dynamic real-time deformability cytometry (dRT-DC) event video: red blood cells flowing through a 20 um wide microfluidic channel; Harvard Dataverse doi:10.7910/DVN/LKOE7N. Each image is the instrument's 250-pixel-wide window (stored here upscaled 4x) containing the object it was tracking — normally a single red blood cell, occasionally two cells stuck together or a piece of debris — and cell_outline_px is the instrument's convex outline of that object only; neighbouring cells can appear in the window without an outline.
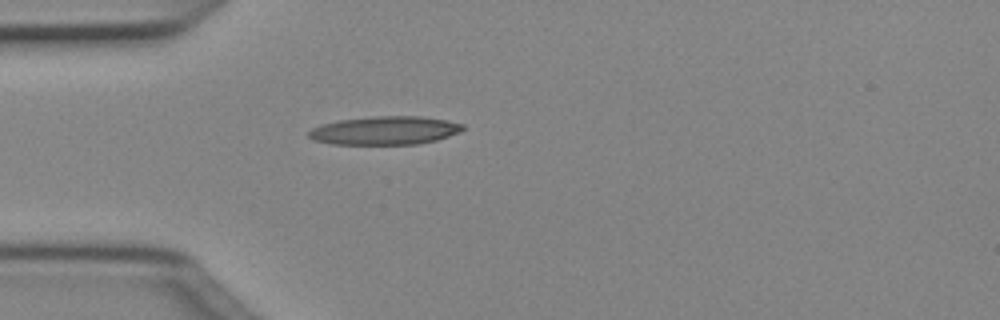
{"species": "Egyptian fruit bat (a non-hibernating species)", "species_latin": "Rousettus aegyptiacus", "temperature_condition": "cold", "stored_images_in_passage": 37, "camera_frame_rate_fps": 3000, "um_per_image_px": 0.085, "animal": {"sex": "female"}, "frame": {"image": 1, "passage_image": 1, "time_ms": 0.0, "image_size_px": [1000, 320], "cell_outline_px": [[464, 128], [460, 132], [436, 140], [420, 144], [332, 144], [312, 140], [308, 136], [308, 132], [312, 128], [324, 124], [340, 120], [376, 116], [420, 116], [448, 120], [464, 124]], "centroid_in_image_um": [32.74, 11.09], "position_along_channel_um": 52.3, "area_um2": 25.49}}
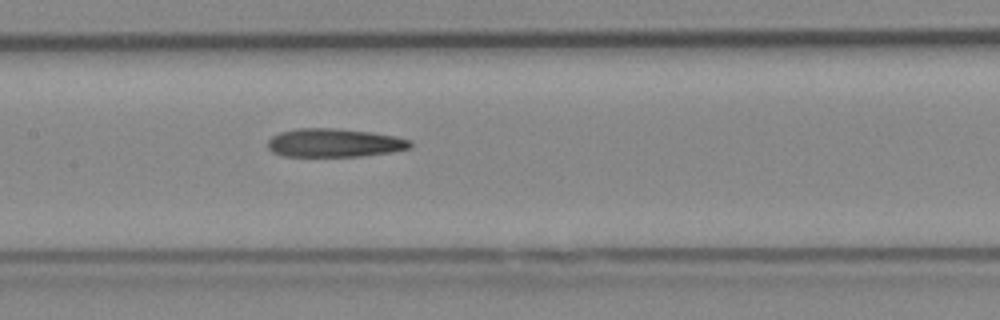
{"frame": {"image": 2, "passage_image": 11, "time_ms": 3.333, "image_size_px": [1000, 320], "cell_outline_px": [[412, 148], [388, 152], [360, 156], [284, 156], [272, 152], [268, 148], [268, 140], [272, 136], [280, 132], [296, 128], [332, 128], [372, 132], [396, 136], [412, 140]], "centroid_in_image_um": [28.42, 12.13], "position_along_channel_um": 179.0, "area_um2": 23.7}}
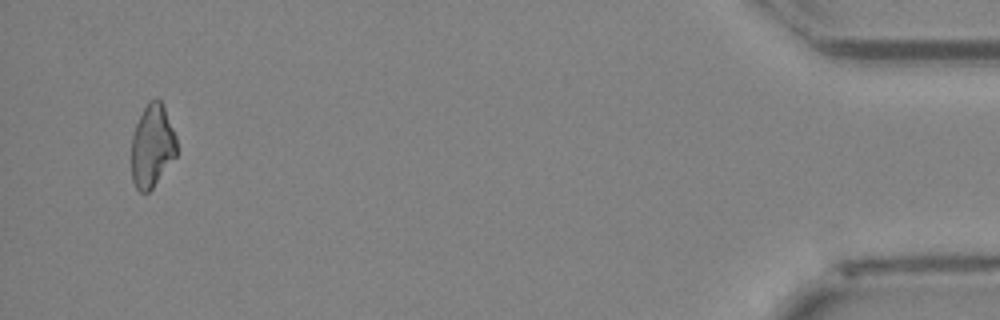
{"frame": {"image": 3, "passage_image": 35, "time_ms": 11.333, "image_size_px": [1000, 320], "cell_outline_px": [[176, 156], [152, 188], [148, 192], [140, 192], [136, 188], [132, 180], [132, 136], [136, 124], [148, 100], [156, 96], [160, 100], [164, 108], [176, 136]], "centroid_in_image_um": [12.93, 12.39], "position_along_channel_um": 422.3, "area_um2": 21.68}, "authors_computed_cell_mechanics": {"area_um2": 23.4668, "velocity_mm_per_s": 4.0542, "shape_relaxation_time_tau1_ms": 7.7104, "shape_relaxation_time_tau2_ms": 4.5788, "deformation_change_tau1": 0.2063, "deformation_change_tau2": 0.1686}}